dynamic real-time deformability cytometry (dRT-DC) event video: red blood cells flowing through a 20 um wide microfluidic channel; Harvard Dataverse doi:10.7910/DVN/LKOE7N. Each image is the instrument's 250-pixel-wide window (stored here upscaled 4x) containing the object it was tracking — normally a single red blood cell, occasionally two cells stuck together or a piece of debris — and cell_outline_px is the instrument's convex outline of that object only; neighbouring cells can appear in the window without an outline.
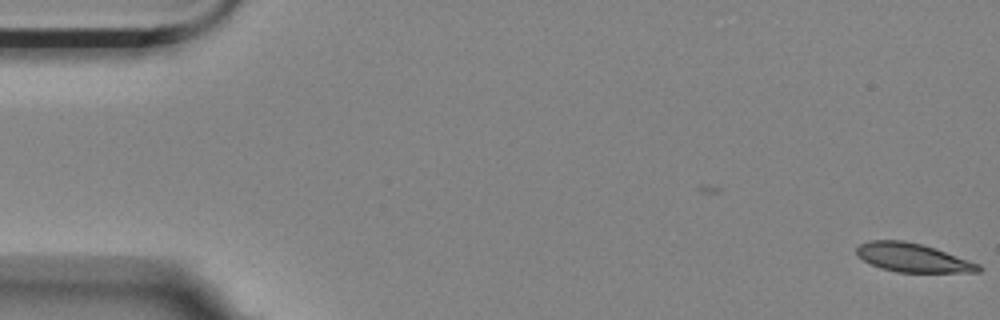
{"species": "Egyptian fruit bat (a non-hibernating species)", "species_latin": "Rousettus aegyptiacus", "temperature_condition": "room temperature", "stored_images_in_passage": 52, "camera_frame_rate_fps": 3000, "um_per_image_px": 0.085, "animal": {"sex": "female"}, "frame": {"image": 1, "passage_image": 1, "time_ms": 0.0, "image_size_px": [1000, 320], "cell_outline_px": [[984, 268], [980, 272], [896, 272], [880, 268], [856, 256], [856, 248], [860, 244], [868, 240], [904, 240], [936, 248], [980, 264]], "centroid_in_image_um": [77.59, 21.9], "position_along_channel_um": 7.4, "area_um2": 20.52}}
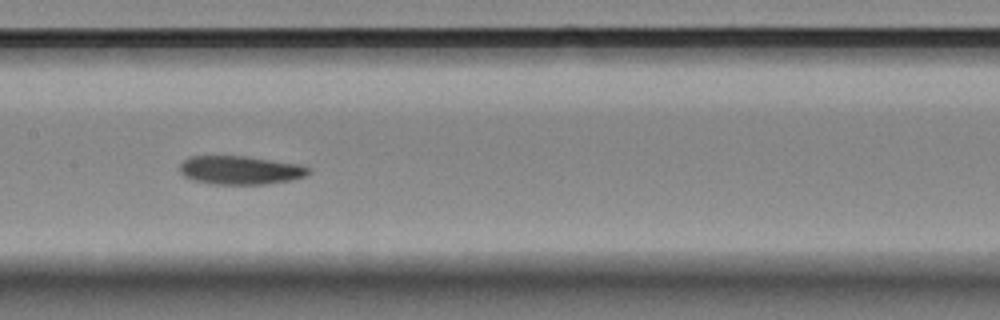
{"frame": {"image": 2, "passage_image": 28, "time_ms": 9.0, "image_size_px": [1000, 320], "cell_outline_px": [[308, 172], [304, 176], [292, 180], [264, 184], [212, 184], [192, 180], [184, 176], [180, 172], [180, 164], [188, 156], [248, 156], [300, 164], [308, 168]], "centroid_in_image_um": [20.38, 14.46], "position_along_channel_um": 187.0, "area_um2": 21.44}}
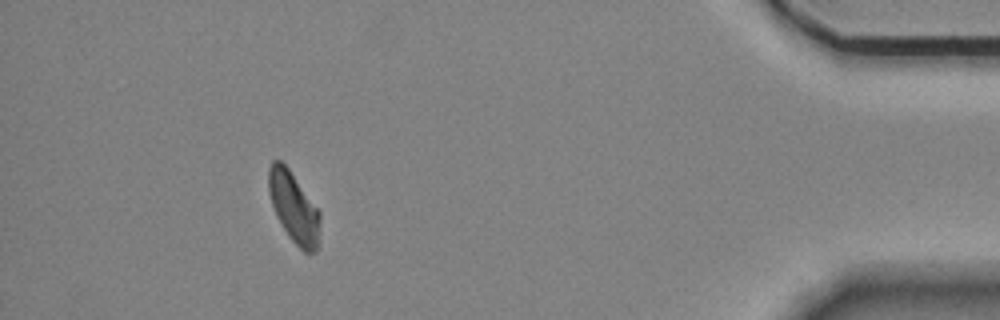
{"frame": {"image": 3, "passage_image": 52, "time_ms": 17.0, "image_size_px": [1000, 320], "cell_outline_px": [[320, 244], [316, 252], [304, 252], [288, 236], [276, 216], [268, 192], [268, 168], [272, 160], [280, 160], [288, 168], [320, 212]], "centroid_in_image_um": [24.98, 17.65], "position_along_channel_um": 410.2, "area_um2": 21.21}}